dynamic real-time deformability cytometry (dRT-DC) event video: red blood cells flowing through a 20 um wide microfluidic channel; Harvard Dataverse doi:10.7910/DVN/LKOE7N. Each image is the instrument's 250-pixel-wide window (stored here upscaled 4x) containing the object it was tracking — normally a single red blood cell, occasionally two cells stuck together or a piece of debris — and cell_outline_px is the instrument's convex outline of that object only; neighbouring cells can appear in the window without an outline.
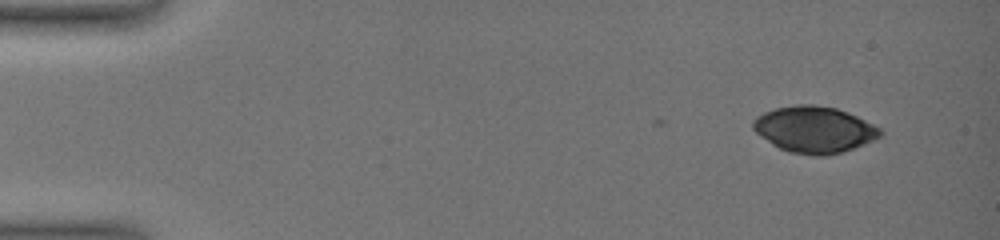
{"species": "common noctule bat (a hibernating species)", "species_latin": "Nyctalus noctula", "temperature_condition": "warm", "stored_images_in_passage": 9, "camera_frame_rate_fps": 3000, "um_per_image_px": 0.085, "animal": {"sex": "female", "body_mass_g": 19.0, "forearm_length_mm": 51.5}, "frame": {"image": 1, "passage_image": 1, "time_ms": 0.0, "image_size_px": [1000, 240], "cell_outline_px": [[884, 132], [880, 136], [864, 144], [844, 152], [824, 156], [812, 156], [788, 152], [772, 144], [760, 136], [752, 128], [752, 120], [756, 116], [764, 112], [776, 108], [796, 104], [816, 104], [836, 108], [848, 112], [880, 128]], "centroid_in_image_um": [69.19, 11.01], "position_along_channel_um": 15.8, "area_um2": 34.56}}